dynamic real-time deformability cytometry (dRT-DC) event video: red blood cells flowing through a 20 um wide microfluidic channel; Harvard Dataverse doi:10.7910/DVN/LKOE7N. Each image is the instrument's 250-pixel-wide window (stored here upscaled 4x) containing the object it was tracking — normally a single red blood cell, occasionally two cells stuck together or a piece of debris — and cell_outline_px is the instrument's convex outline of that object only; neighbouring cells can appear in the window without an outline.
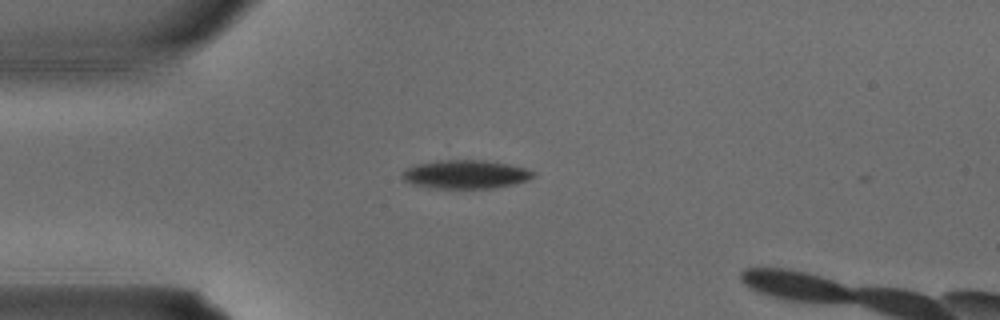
{"species": "common noctule bat (a hibernating species)", "species_latin": "Nyctalus noctula", "temperature_condition": "warm", "stored_images_in_passage": 3, "camera_frame_rate_fps": 3000, "um_per_image_px": 0.085, "animal": {"sex": "male", "body_mass_g": 15.6}, "frame": {"image": 1, "passage_image": 3, "time_ms": 0.667, "image_size_px": [1000, 320], "cell_outline_px": [[536, 176], [528, 180], [512, 184], [492, 188], [428, 188], [412, 184], [404, 180], [400, 176], [400, 172], [404, 168], [416, 164], [436, 160], [484, 160], [508, 164], [524, 168], [536, 172]], "centroid_in_image_um": [39.51, 14.81], "position_along_channel_um": 45.5, "area_um2": 22.08}}